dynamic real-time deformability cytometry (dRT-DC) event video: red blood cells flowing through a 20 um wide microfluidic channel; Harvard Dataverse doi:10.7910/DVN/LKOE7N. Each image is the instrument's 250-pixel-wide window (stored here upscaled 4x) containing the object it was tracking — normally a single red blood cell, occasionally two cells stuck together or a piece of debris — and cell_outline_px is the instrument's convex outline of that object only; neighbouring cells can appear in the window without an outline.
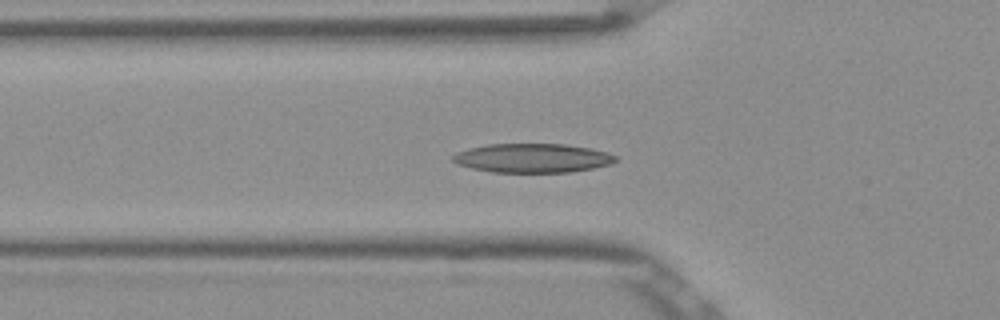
{"species": "Egyptian fruit bat (a non-hibernating species)", "species_latin": "Rousettus aegyptiacus", "temperature_condition": "room temperature", "stored_images_in_passage": 43, "camera_frame_rate_fps": 3000, "um_per_image_px": 0.085, "frame": {"image": 1, "passage_image": 13, "time_ms": 4.0, "image_size_px": [1000, 320], "cell_outline_px": [[616, 160], [612, 164], [572, 172], [492, 172], [472, 168], [456, 164], [452, 160], [452, 156], [456, 152], [468, 148], [488, 144], [568, 144], [592, 148], [608, 152], [616, 156]], "centroid_in_image_um": [45.27, 13.43], "position_along_channel_um": 80.5, "area_um2": 27.74}}
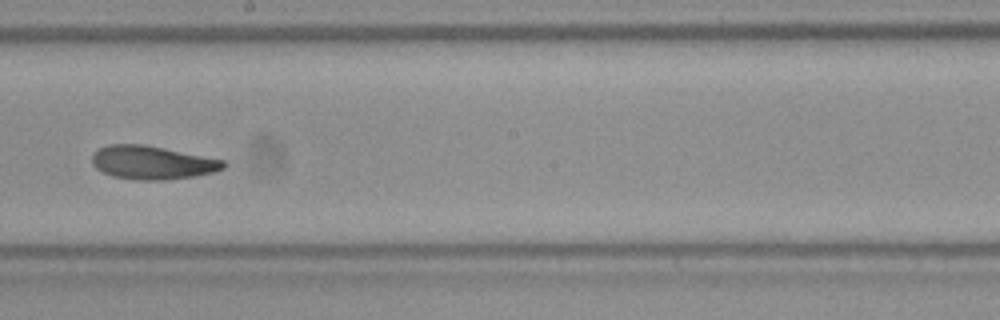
{"frame": {"image": 2, "passage_image": 25, "time_ms": 8.0, "image_size_px": [1000, 320], "cell_outline_px": [[228, 164], [224, 168], [212, 172], [192, 176], [164, 180], [136, 180], [112, 176], [96, 168], [92, 164], [92, 156], [100, 148], [108, 144], [144, 144], [224, 160]], "centroid_in_image_um": [12.93, 13.81], "position_along_channel_um": 235.3, "area_um2": 25.43}}
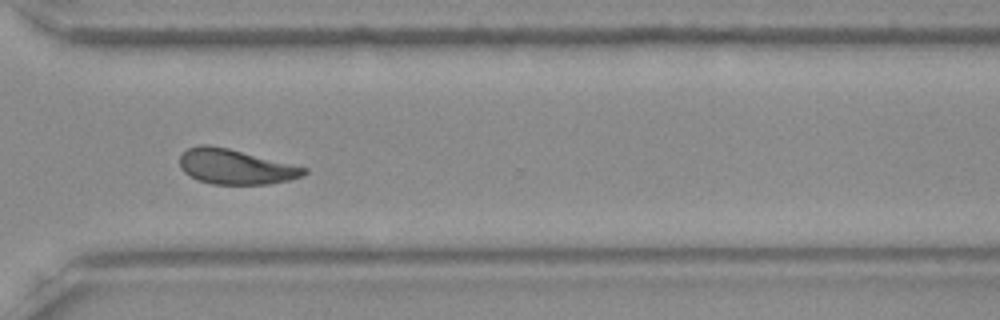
{"frame": {"image": 3, "passage_image": 34, "time_ms": 11.0, "image_size_px": [1000, 320], "cell_outline_px": [[308, 172], [304, 176], [288, 180], [268, 184], [212, 184], [188, 176], [180, 168], [180, 156], [188, 148], [200, 144], [208, 144], [228, 148], [308, 168]], "centroid_in_image_um": [20.01, 14.17], "position_along_channel_um": 350.6, "area_um2": 25.32}, "authors_computed_cell_mechanics": {"area_um2": 25.4898, "velocity_mm_per_s": 3.8437, "shape_relaxation_time_tau1_ms": 7.0167, "shape_relaxation_time_tau2_ms": 3.2985, "deformation_change_tau1": 0.2, "deformation_change_tau2": 0.1102}}